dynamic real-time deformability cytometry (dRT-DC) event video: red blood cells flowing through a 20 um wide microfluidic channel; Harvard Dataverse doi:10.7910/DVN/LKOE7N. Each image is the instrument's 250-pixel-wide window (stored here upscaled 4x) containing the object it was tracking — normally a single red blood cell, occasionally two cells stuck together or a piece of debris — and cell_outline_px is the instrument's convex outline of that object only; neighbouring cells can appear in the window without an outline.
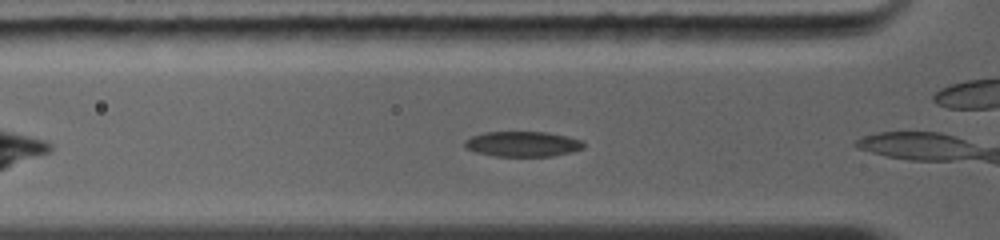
{"species": "common noctule bat (a hibernating species)", "species_latin": "Nyctalus noctula", "temperature_condition": "warm", "stored_images_in_passage": 4, "camera_frame_rate_fps": 5000, "um_per_image_px": 0.085, "animal": {"sex": "female", "body_mass_g": 19.0, "forearm_length_mm": 56.7}, "frame": {"image": 1, "passage_image": 3, "time_ms": 1.0, "image_size_px": [1000, 240], "cell_outline_px": [[584, 148], [572, 152], [552, 156], [496, 156], [476, 152], [464, 148], [464, 140], [472, 136], [484, 132], [548, 132], [568, 136], [580, 140], [584, 144]], "centroid_in_image_um": [44.41, 12.24], "position_along_channel_um": 81.4, "area_um2": 17.57}}